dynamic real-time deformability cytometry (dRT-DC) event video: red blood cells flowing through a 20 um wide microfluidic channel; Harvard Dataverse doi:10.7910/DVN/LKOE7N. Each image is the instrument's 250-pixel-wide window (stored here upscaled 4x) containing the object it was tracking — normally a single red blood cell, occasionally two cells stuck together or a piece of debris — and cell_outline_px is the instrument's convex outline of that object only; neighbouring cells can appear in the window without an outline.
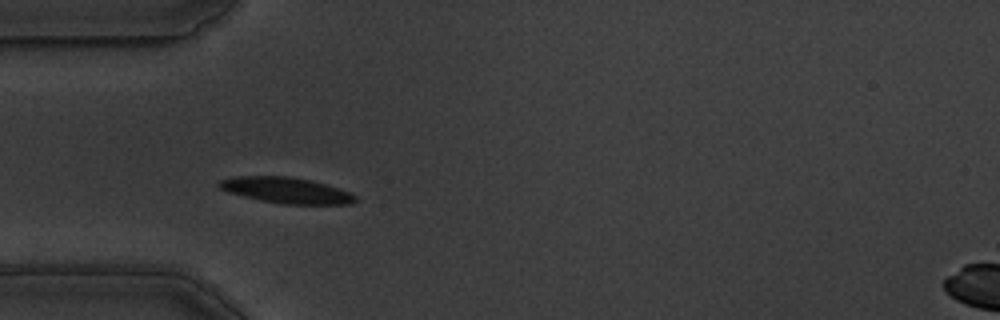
{"species": "common noctule bat (a hibernating species)", "species_latin": "Nyctalus noctula", "temperature_condition": "warm", "stored_images_in_passage": 53, "camera_frame_rate_fps": 3000, "um_per_image_px": 0.085, "animal": {"sex": "male", "body_mass_g": 19.5, "forearm_length_mm": 54.6}, "frame": {"image": 1, "passage_image": 13, "time_ms": 4.0, "image_size_px": [1000, 320], "cell_outline_px": [[356, 200], [352, 204], [280, 204], [260, 200], [228, 192], [220, 188], [216, 184], [220, 180], [236, 176], [288, 176], [312, 180], [352, 192], [356, 196]], "centroid_in_image_um": [24.35, 16.17], "position_along_channel_um": 60.7, "area_um2": 20.63}}
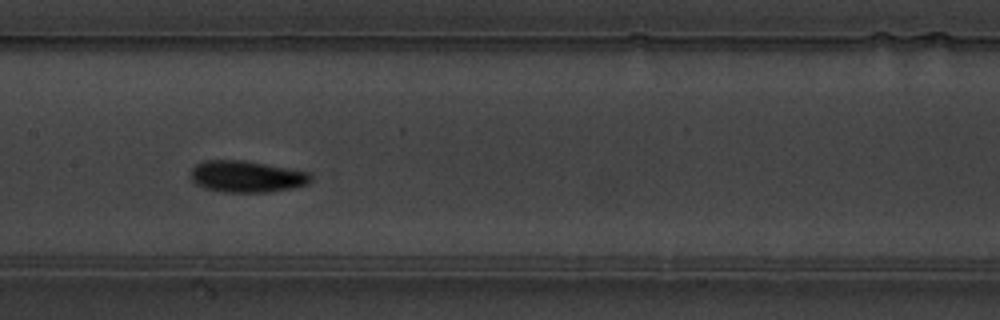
{"frame": {"image": 2, "passage_image": 24, "time_ms": 7.667, "image_size_px": [1000, 320], "cell_outline_px": [[312, 180], [308, 184], [292, 188], [268, 192], [224, 192], [204, 188], [196, 184], [192, 180], [192, 168], [196, 164], [204, 160], [244, 160], [308, 172], [312, 176]], "centroid_in_image_um": [20.96, 15.01], "position_along_channel_um": 186.4, "area_um2": 22.02}}
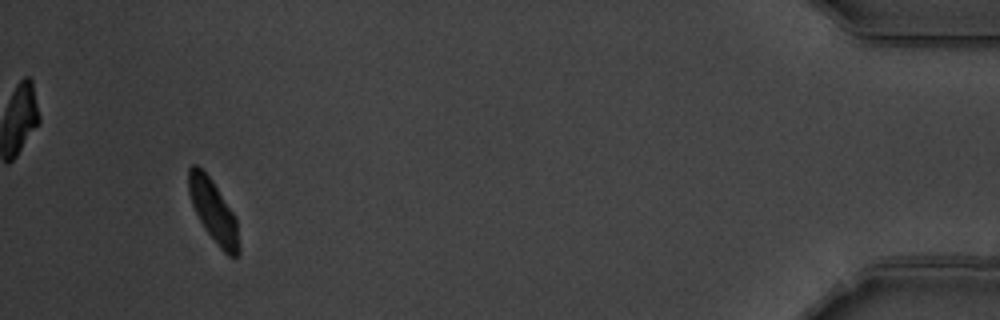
{"frame": {"image": 3, "passage_image": 50, "time_ms": 16.333, "image_size_px": [1000, 320], "cell_outline_px": [[240, 252], [236, 256], [228, 256], [220, 248], [204, 228], [192, 204], [188, 192], [188, 168], [192, 164], [196, 164], [212, 180], [236, 216], [240, 248]], "centroid_in_image_um": [18.15, 17.94], "position_along_channel_um": 417.1, "area_um2": 18.21}, "authors_computed_cell_mechanics": {"area_um2": 19.7676, "velocity_mm_per_s": 3.4874, "shape_relaxation_time_tau1_ms": 3.6704, "shape_relaxation_time_tau2_ms": null, "deformation_change_tau1": 0.1599, "deformation_change_tau2": null}}